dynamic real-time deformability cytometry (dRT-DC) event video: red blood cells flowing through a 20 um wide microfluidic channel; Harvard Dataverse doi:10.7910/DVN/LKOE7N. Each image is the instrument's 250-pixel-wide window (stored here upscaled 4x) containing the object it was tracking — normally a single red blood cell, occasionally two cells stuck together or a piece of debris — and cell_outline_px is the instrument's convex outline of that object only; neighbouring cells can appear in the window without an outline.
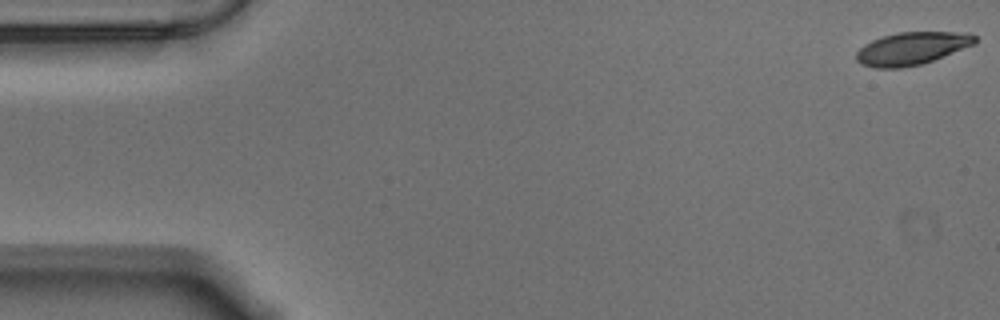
{"species": "Egyptian fruit bat (a non-hibernating species)", "species_latin": "Rousettus aegyptiacus", "temperature_condition": "warm", "stored_images_in_passage": 57, "camera_frame_rate_fps": 3000, "um_per_image_px": 0.085, "animal": {"sex": "male"}, "frame": {"image": 1, "passage_image": 1, "time_ms": 0.0, "image_size_px": [1000, 320], "cell_outline_px": [[976, 44], [932, 60], [920, 64], [900, 68], [872, 68], [860, 64], [856, 60], [856, 52], [864, 44], [872, 40], [896, 32], [968, 32], [976, 36]], "centroid_in_image_um": [77.49, 4.11], "position_along_channel_um": 7.5, "area_um2": 22.66}}
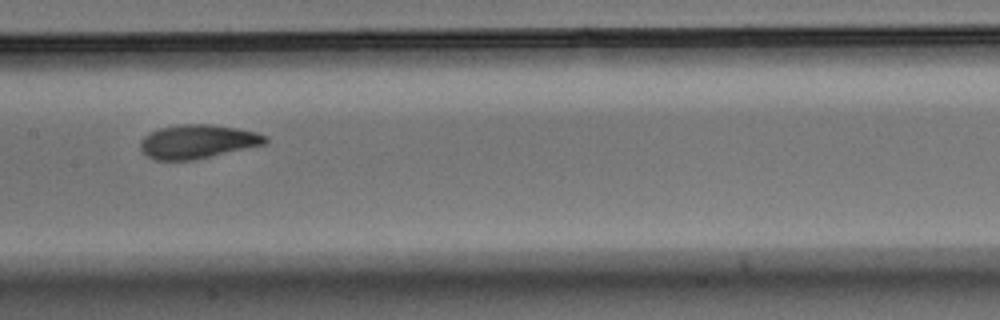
{"frame": {"image": 2, "passage_image": 28, "time_ms": 9.0, "image_size_px": [1000, 320], "cell_outline_px": [[268, 140], [264, 144], [192, 160], [156, 160], [140, 152], [140, 140], [148, 132], [160, 128], [180, 124], [212, 124], [236, 128], [256, 132], [268, 136]], "centroid_in_image_um": [16.74, 12.02], "position_along_channel_um": 190.7, "area_um2": 24.57}}
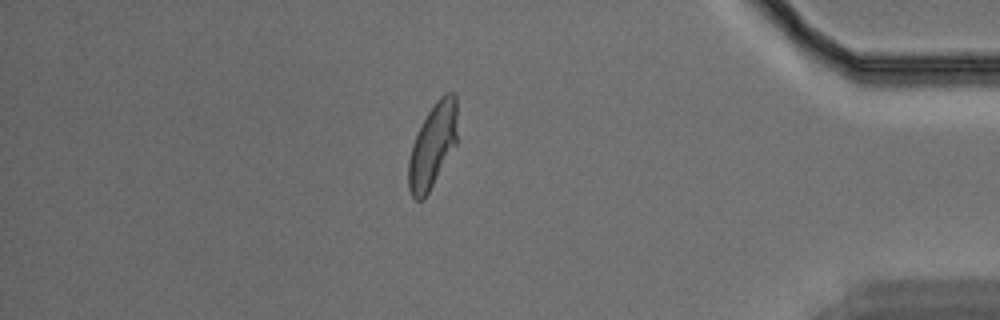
{"frame": {"image": 3, "passage_image": 49, "time_ms": 16.0, "image_size_px": [1000, 320], "cell_outline_px": [[456, 144], [428, 192], [420, 200], [416, 200], [412, 196], [408, 188], [408, 160], [412, 144], [428, 112], [436, 100], [444, 92], [452, 92], [456, 96]], "centroid_in_image_um": [36.76, 12.36], "position_along_channel_um": 398.4, "area_um2": 23.47}, "authors_computed_cell_mechanics": {"area_um2": 24.276, "velocity_mm_per_s": 3.5114, "shape_relaxation_time_tau1_ms": 4.0181, "shape_relaxation_time_tau2_ms": 1.5396, "deformation_change_tau1": 0.1727, "deformation_change_tau2": 0.077}}